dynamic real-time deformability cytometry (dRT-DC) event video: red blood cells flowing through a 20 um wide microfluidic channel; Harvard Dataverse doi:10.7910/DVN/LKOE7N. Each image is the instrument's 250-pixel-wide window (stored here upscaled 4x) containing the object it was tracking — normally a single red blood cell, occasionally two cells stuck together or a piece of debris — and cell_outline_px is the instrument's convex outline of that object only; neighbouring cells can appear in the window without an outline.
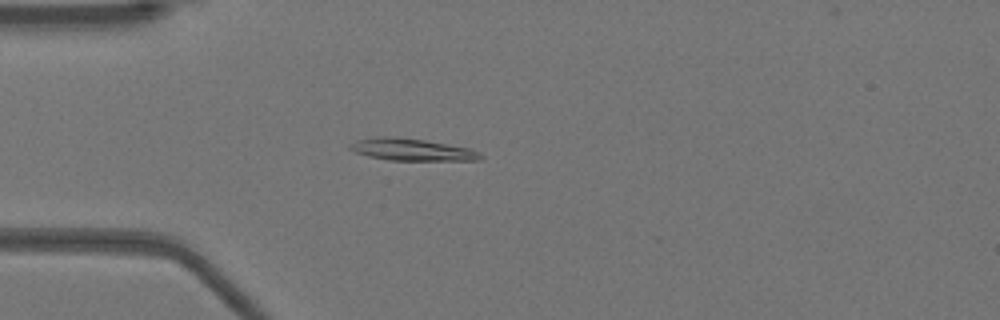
{"species": "Egyptian fruit bat (a non-hibernating species)", "species_latin": "Rousettus aegyptiacus", "temperature_condition": "warm", "stored_images_in_passage": 51, "camera_frame_rate_fps": 3000, "um_per_image_px": 0.085, "animal": {"sex": "female"}, "frame": {"image": 1, "passage_image": 14, "time_ms": 4.333, "image_size_px": [1000, 320], "cell_outline_px": [[484, 156], [480, 160], [388, 160], [368, 156], [356, 152], [348, 148], [348, 144], [356, 140], [376, 136], [384, 136], [424, 140], [468, 148], [480, 152]], "centroid_in_image_um": [34.97, 12.72], "position_along_channel_um": 50.0, "area_um2": 16.65}}
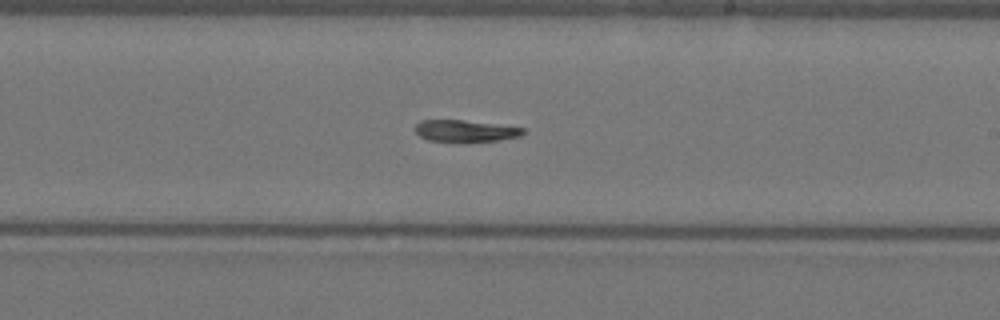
{"frame": {"image": 2, "passage_image": 30, "time_ms": 9.667, "image_size_px": [1000, 320], "cell_outline_px": [[524, 132], [520, 136], [500, 140], [468, 144], [464, 144], [428, 140], [420, 136], [416, 132], [416, 124], [420, 120], [464, 120], [524, 128]], "centroid_in_image_um": [39.54, 11.17], "position_along_channel_um": 249.5, "area_um2": 14.16}}
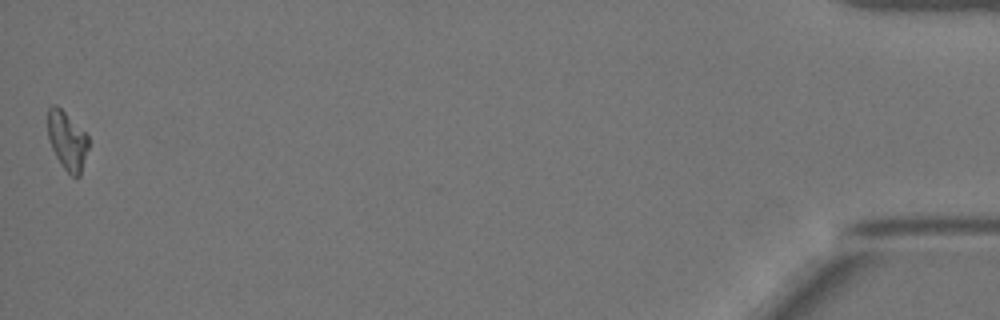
{"frame": {"image": 3, "passage_image": 51, "time_ms": 16.667, "image_size_px": [1000, 320], "cell_outline_px": [[88, 148], [80, 176], [76, 180], [64, 168], [56, 156], [48, 140], [48, 108], [52, 104], [56, 104], [88, 136]], "centroid_in_image_um": [5.7, 11.98], "position_along_channel_um": 429.5, "area_um2": 13.7}}